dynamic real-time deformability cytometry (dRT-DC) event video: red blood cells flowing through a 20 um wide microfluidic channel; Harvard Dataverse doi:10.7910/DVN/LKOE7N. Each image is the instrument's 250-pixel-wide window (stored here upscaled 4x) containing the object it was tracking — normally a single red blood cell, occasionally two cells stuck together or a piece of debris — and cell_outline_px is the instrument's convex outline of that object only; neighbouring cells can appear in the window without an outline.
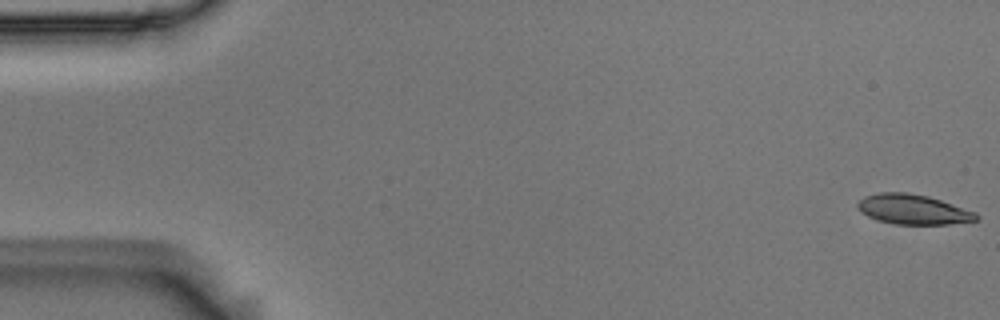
{"species": "Egyptian fruit bat (a non-hibernating species)", "species_latin": "Rousettus aegyptiacus", "temperature_condition": "room temperature", "stored_images_in_passage": 55, "camera_frame_rate_fps": 3000, "um_per_image_px": 0.085, "animal": {"sex": "male"}, "frame": {"image": 1, "passage_image": 1, "time_ms": 0.0, "image_size_px": [1000, 320], "cell_outline_px": [[980, 216], [976, 220], [948, 224], [896, 224], [880, 220], [868, 216], [860, 212], [856, 208], [856, 204], [864, 196], [880, 192], [908, 192], [928, 196], [976, 212]], "centroid_in_image_um": [77.58, 17.79], "position_along_channel_um": 7.4, "area_um2": 20.58}}
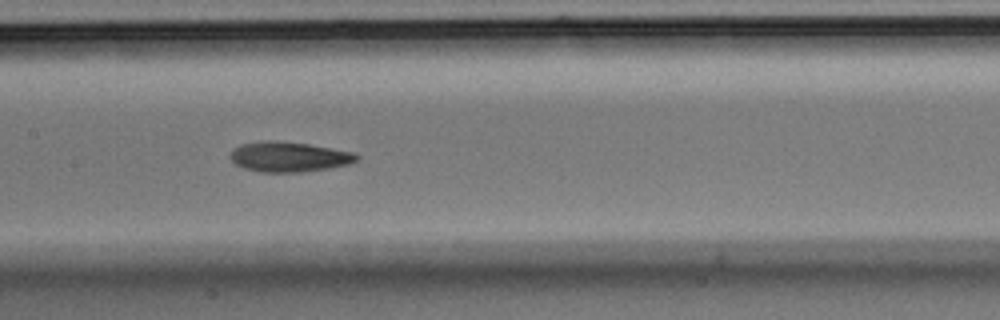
{"frame": {"image": 2, "passage_image": 27, "time_ms": 8.667, "image_size_px": [1000, 320], "cell_outline_px": [[360, 160], [348, 164], [328, 168], [304, 172], [260, 172], [244, 168], [236, 164], [232, 160], [232, 148], [240, 144], [264, 140], [276, 140], [308, 144], [356, 152], [360, 156]], "centroid_in_image_um": [24.6, 13.32], "position_along_channel_um": 182.8, "area_um2": 22.31}}
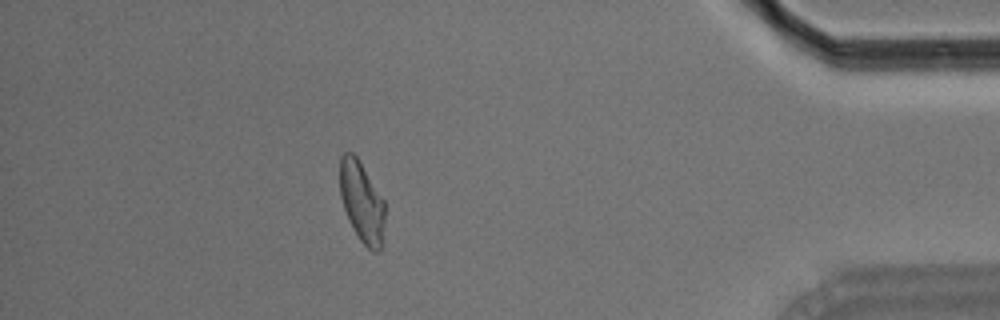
{"frame": {"image": 3, "passage_image": 49, "time_ms": 16.0, "image_size_px": [1000, 320], "cell_outline_px": [[384, 224], [380, 252], [372, 252], [360, 240], [348, 220], [340, 196], [340, 156], [344, 152], [352, 152], [356, 156], [384, 200]], "centroid_in_image_um": [30.74, 17.17], "position_along_channel_um": 404.5, "area_um2": 21.04}, "authors_computed_cell_mechanics": {"area_um2": 21.6172, "velocity_mm_per_s": 3.6455, "shape_relaxation_time_tau1_ms": 8.9486, "shape_relaxation_time_tau2_ms": 5.0391, "deformation_change_tau1": 0.2031, "deformation_change_tau2": 0.137}}